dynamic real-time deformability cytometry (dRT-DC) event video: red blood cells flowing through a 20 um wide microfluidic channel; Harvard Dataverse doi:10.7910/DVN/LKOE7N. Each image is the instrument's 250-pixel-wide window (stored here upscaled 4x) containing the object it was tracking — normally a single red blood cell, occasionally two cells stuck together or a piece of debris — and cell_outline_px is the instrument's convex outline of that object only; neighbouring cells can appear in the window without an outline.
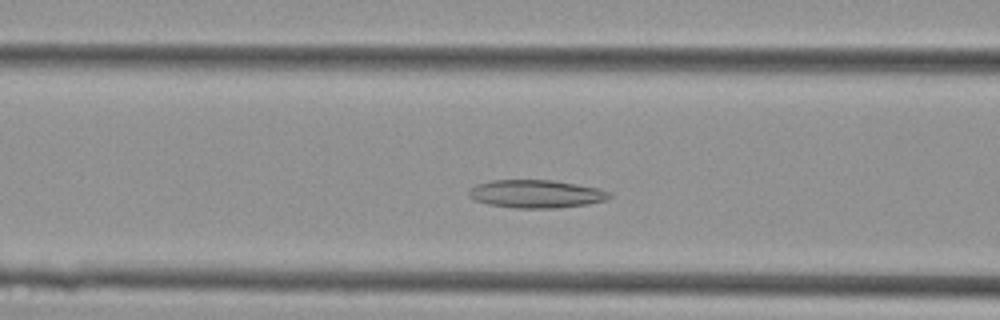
{"species": "Egyptian fruit bat (a non-hibernating species)", "species_latin": "Rousettus aegyptiacus", "temperature_condition": "cold", "stored_images_in_passage": 35, "camera_frame_rate_fps": 3000, "um_per_image_px": 0.085, "animal": {"sex": "female"}, "frame": {"image": 1, "passage_image": 11, "time_ms": 3.333, "image_size_px": [1000, 320], "cell_outline_px": [[612, 196], [608, 200], [588, 204], [556, 208], [516, 208], [488, 204], [476, 200], [468, 196], [468, 192], [476, 184], [492, 180], [552, 180], [600, 188], [608, 192]], "centroid_in_image_um": [45.59, 16.48], "position_along_channel_um": 121.0, "area_um2": 22.95}}
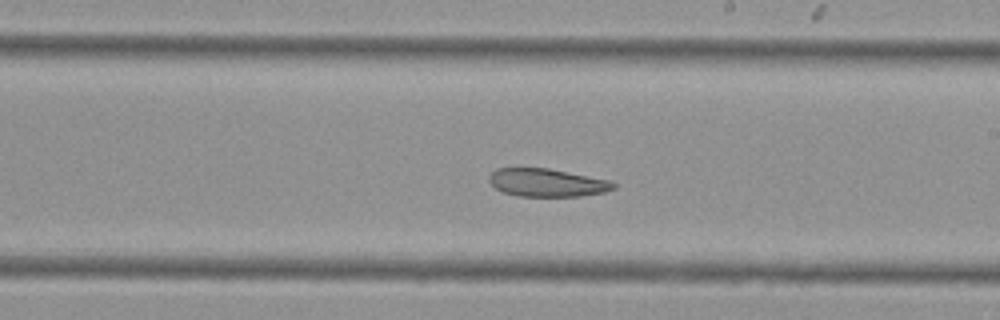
{"frame": {"image": 2, "passage_image": 19, "time_ms": 6.0, "image_size_px": [1000, 320], "cell_outline_px": [[616, 188], [604, 192], [580, 196], [516, 196], [504, 192], [496, 188], [488, 180], [488, 176], [496, 168], [548, 168], [612, 180], [616, 184]], "centroid_in_image_um": [46.52, 15.52], "position_along_channel_um": 242.5, "area_um2": 20.4}}
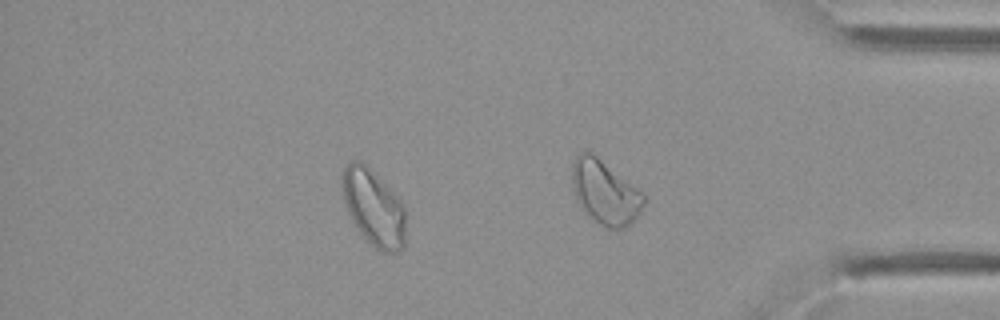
{"frame": {"image": 3, "passage_image": 29, "time_ms": 9.333, "image_size_px": [1000, 320], "cell_outline_px": [[404, 248], [396, 252], [380, 252], [356, 228], [348, 212], [344, 200], [344, 168], [348, 160], [360, 160], [404, 204]], "centroid_in_image_um": [31.77, 17.68], "position_along_channel_um": 403.4, "area_um2": 27.4}}